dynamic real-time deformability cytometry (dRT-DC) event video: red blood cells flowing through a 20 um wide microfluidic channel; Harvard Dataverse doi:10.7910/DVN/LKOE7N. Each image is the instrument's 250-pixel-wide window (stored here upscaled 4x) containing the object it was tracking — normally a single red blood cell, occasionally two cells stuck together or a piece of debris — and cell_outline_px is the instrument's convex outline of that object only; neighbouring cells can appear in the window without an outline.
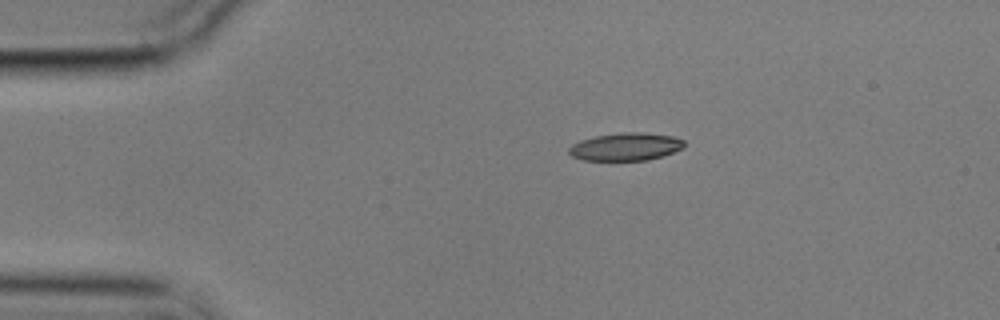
{"species": "common noctule bat (a hibernating species)", "species_latin": "Nyctalus noctula", "temperature_condition": "cold", "stored_images_in_passage": 47, "camera_frame_rate_fps": 3000, "um_per_image_px": 0.085, "animal": {"sex": "male", "body_mass_g": 17.9}, "frame": {"image": 1, "passage_image": 1, "time_ms": 0.0, "image_size_px": [1000, 320], "cell_outline_px": [[684, 148], [648, 160], [584, 160], [572, 156], [568, 152], [568, 148], [572, 144], [580, 140], [596, 136], [624, 132], [644, 132], [672, 136], [684, 140]], "centroid_in_image_um": [53.17, 12.46], "position_along_channel_um": 31.8, "area_um2": 18.55}}
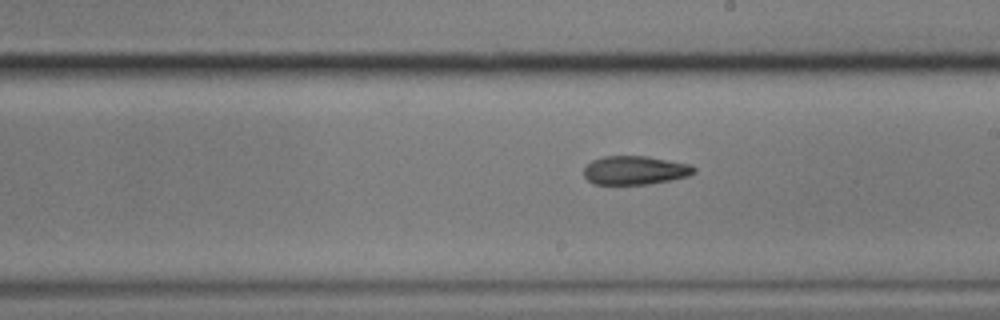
{"frame": {"image": 2, "passage_image": 22, "time_ms": 7.0, "image_size_px": [1000, 320], "cell_outline_px": [[696, 172], [688, 176], [648, 184], [592, 184], [584, 176], [584, 168], [592, 160], [604, 156], [648, 156], [692, 164], [696, 168]], "centroid_in_image_um": [53.99, 14.46], "position_along_channel_um": 235.0, "area_um2": 18.5}}
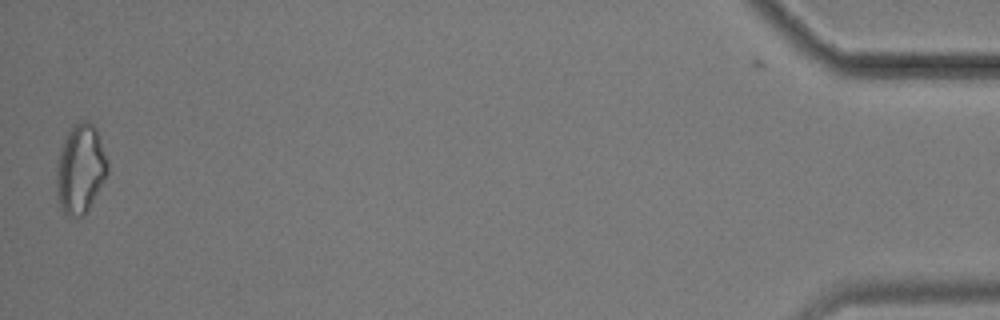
{"frame": {"image": 3, "passage_image": 46, "time_ms": 15.0, "image_size_px": [1000, 320], "cell_outline_px": [[108, 172], [88, 212], [84, 216], [68, 216], [60, 208], [56, 196], [56, 164], [60, 148], [72, 124], [80, 120], [88, 120], [96, 128], [108, 160]], "centroid_in_image_um": [6.82, 14.36], "position_along_channel_um": 428.4, "area_um2": 27.05}, "authors_computed_cell_mechanics": {"area_um2": 19.2474, "velocity_mm_per_s": 3.5431, "shape_relaxation_time_tau1_ms": null, "shape_relaxation_time_tau2_ms": 3.2648, "deformation_change_tau1": null, "deformation_change_tau2": 0.1085}}